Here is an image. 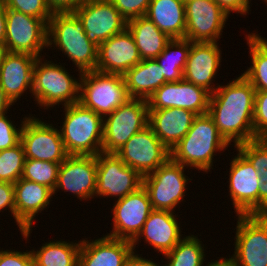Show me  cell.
<instances>
[{"label": "cell", "instance_id": "8992f818", "mask_svg": "<svg viewBox=\"0 0 267 266\" xmlns=\"http://www.w3.org/2000/svg\"><path fill=\"white\" fill-rule=\"evenodd\" d=\"M129 99L123 75L97 70L82 73L79 103L103 118Z\"/></svg>", "mask_w": 267, "mask_h": 266}, {"label": "cell", "instance_id": "836d02e7", "mask_svg": "<svg viewBox=\"0 0 267 266\" xmlns=\"http://www.w3.org/2000/svg\"><path fill=\"white\" fill-rule=\"evenodd\" d=\"M238 149L260 174L259 214L267 207V138H257L237 145Z\"/></svg>", "mask_w": 267, "mask_h": 266}, {"label": "cell", "instance_id": "484cf974", "mask_svg": "<svg viewBox=\"0 0 267 266\" xmlns=\"http://www.w3.org/2000/svg\"><path fill=\"white\" fill-rule=\"evenodd\" d=\"M197 115L182 108L149 109L148 126L171 150L190 130Z\"/></svg>", "mask_w": 267, "mask_h": 266}, {"label": "cell", "instance_id": "f6af8a7d", "mask_svg": "<svg viewBox=\"0 0 267 266\" xmlns=\"http://www.w3.org/2000/svg\"><path fill=\"white\" fill-rule=\"evenodd\" d=\"M142 255L143 254L140 255L133 251L127 258L124 266H162L160 263H155L152 257L151 259H146V257Z\"/></svg>", "mask_w": 267, "mask_h": 266}, {"label": "cell", "instance_id": "277c9868", "mask_svg": "<svg viewBox=\"0 0 267 266\" xmlns=\"http://www.w3.org/2000/svg\"><path fill=\"white\" fill-rule=\"evenodd\" d=\"M56 61L54 63L40 57L35 62L31 97L34 96L32 98L39 109L52 110L57 105L59 108V105L68 106L79 102L82 74H78L77 79L63 63Z\"/></svg>", "mask_w": 267, "mask_h": 266}, {"label": "cell", "instance_id": "d590c367", "mask_svg": "<svg viewBox=\"0 0 267 266\" xmlns=\"http://www.w3.org/2000/svg\"><path fill=\"white\" fill-rule=\"evenodd\" d=\"M60 164L50 161L26 159L21 178L45 185L53 191L57 183Z\"/></svg>", "mask_w": 267, "mask_h": 266}, {"label": "cell", "instance_id": "4dcf8cb0", "mask_svg": "<svg viewBox=\"0 0 267 266\" xmlns=\"http://www.w3.org/2000/svg\"><path fill=\"white\" fill-rule=\"evenodd\" d=\"M254 32V33H253ZM245 36L249 47L250 67L241 73L256 91H267V39L253 31Z\"/></svg>", "mask_w": 267, "mask_h": 266}, {"label": "cell", "instance_id": "2e32d148", "mask_svg": "<svg viewBox=\"0 0 267 266\" xmlns=\"http://www.w3.org/2000/svg\"><path fill=\"white\" fill-rule=\"evenodd\" d=\"M97 161L92 155H68L60 164L53 195L58 191L69 192L80 201L95 197Z\"/></svg>", "mask_w": 267, "mask_h": 266}, {"label": "cell", "instance_id": "7a4b0ae2", "mask_svg": "<svg viewBox=\"0 0 267 266\" xmlns=\"http://www.w3.org/2000/svg\"><path fill=\"white\" fill-rule=\"evenodd\" d=\"M231 147L209 114L197 115L187 134L170 150V158L190 169L213 170L217 153Z\"/></svg>", "mask_w": 267, "mask_h": 266}, {"label": "cell", "instance_id": "7bdbcfd3", "mask_svg": "<svg viewBox=\"0 0 267 266\" xmlns=\"http://www.w3.org/2000/svg\"><path fill=\"white\" fill-rule=\"evenodd\" d=\"M229 16L231 13L249 15L251 0H214Z\"/></svg>", "mask_w": 267, "mask_h": 266}, {"label": "cell", "instance_id": "8d00e7d4", "mask_svg": "<svg viewBox=\"0 0 267 266\" xmlns=\"http://www.w3.org/2000/svg\"><path fill=\"white\" fill-rule=\"evenodd\" d=\"M4 7L40 18L47 24L53 12L45 0H1Z\"/></svg>", "mask_w": 267, "mask_h": 266}, {"label": "cell", "instance_id": "3957f363", "mask_svg": "<svg viewBox=\"0 0 267 266\" xmlns=\"http://www.w3.org/2000/svg\"><path fill=\"white\" fill-rule=\"evenodd\" d=\"M47 47L62 51L79 74L96 70L98 47L89 41L83 22L74 12H53L48 22Z\"/></svg>", "mask_w": 267, "mask_h": 266}, {"label": "cell", "instance_id": "681fc988", "mask_svg": "<svg viewBox=\"0 0 267 266\" xmlns=\"http://www.w3.org/2000/svg\"><path fill=\"white\" fill-rule=\"evenodd\" d=\"M260 215L267 222V207L260 213Z\"/></svg>", "mask_w": 267, "mask_h": 266}, {"label": "cell", "instance_id": "52a82bcc", "mask_svg": "<svg viewBox=\"0 0 267 266\" xmlns=\"http://www.w3.org/2000/svg\"><path fill=\"white\" fill-rule=\"evenodd\" d=\"M187 167L169 158L159 168L143 177V187L147 190L152 209L176 212L174 209L184 201L188 181L184 172Z\"/></svg>", "mask_w": 267, "mask_h": 266}, {"label": "cell", "instance_id": "8fae6325", "mask_svg": "<svg viewBox=\"0 0 267 266\" xmlns=\"http://www.w3.org/2000/svg\"><path fill=\"white\" fill-rule=\"evenodd\" d=\"M95 198L118 200L143 186V177L127 166L115 153H99ZM117 199H116V198Z\"/></svg>", "mask_w": 267, "mask_h": 266}, {"label": "cell", "instance_id": "4fadbf2b", "mask_svg": "<svg viewBox=\"0 0 267 266\" xmlns=\"http://www.w3.org/2000/svg\"><path fill=\"white\" fill-rule=\"evenodd\" d=\"M229 167V195L235 215L259 214L260 174L250 161L236 149Z\"/></svg>", "mask_w": 267, "mask_h": 266}, {"label": "cell", "instance_id": "e0dca14e", "mask_svg": "<svg viewBox=\"0 0 267 266\" xmlns=\"http://www.w3.org/2000/svg\"><path fill=\"white\" fill-rule=\"evenodd\" d=\"M152 210L148 192L143 186L124 198L115 200L111 209L113 227L107 235L133 241Z\"/></svg>", "mask_w": 267, "mask_h": 266}, {"label": "cell", "instance_id": "6da1fadb", "mask_svg": "<svg viewBox=\"0 0 267 266\" xmlns=\"http://www.w3.org/2000/svg\"><path fill=\"white\" fill-rule=\"evenodd\" d=\"M256 90L241 74L226 85L219 84L210 96L208 114L223 138L236 147L257 139L253 128Z\"/></svg>", "mask_w": 267, "mask_h": 266}, {"label": "cell", "instance_id": "d4e9b609", "mask_svg": "<svg viewBox=\"0 0 267 266\" xmlns=\"http://www.w3.org/2000/svg\"><path fill=\"white\" fill-rule=\"evenodd\" d=\"M82 238L78 266H124L133 252L132 241L103 235L101 238Z\"/></svg>", "mask_w": 267, "mask_h": 266}, {"label": "cell", "instance_id": "7402d4cb", "mask_svg": "<svg viewBox=\"0 0 267 266\" xmlns=\"http://www.w3.org/2000/svg\"><path fill=\"white\" fill-rule=\"evenodd\" d=\"M177 217H179L178 214L176 216L174 212L153 209L141 232L132 241L133 251L137 252L136 247H138L139 242L141 243V239L148 244L147 246H152L155 252L161 253L162 256L171 251L184 237L181 231L183 228H181V223L177 221Z\"/></svg>", "mask_w": 267, "mask_h": 266}, {"label": "cell", "instance_id": "9c48e42d", "mask_svg": "<svg viewBox=\"0 0 267 266\" xmlns=\"http://www.w3.org/2000/svg\"><path fill=\"white\" fill-rule=\"evenodd\" d=\"M47 35L48 24L44 20L6 8L4 51L46 57L42 51L48 48Z\"/></svg>", "mask_w": 267, "mask_h": 266}, {"label": "cell", "instance_id": "5bb4252c", "mask_svg": "<svg viewBox=\"0 0 267 266\" xmlns=\"http://www.w3.org/2000/svg\"><path fill=\"white\" fill-rule=\"evenodd\" d=\"M115 154L142 177L152 173L170 158V150L149 126L134 134Z\"/></svg>", "mask_w": 267, "mask_h": 266}, {"label": "cell", "instance_id": "e575fe53", "mask_svg": "<svg viewBox=\"0 0 267 266\" xmlns=\"http://www.w3.org/2000/svg\"><path fill=\"white\" fill-rule=\"evenodd\" d=\"M26 157L22 143L0 151V182L16 183L23 173Z\"/></svg>", "mask_w": 267, "mask_h": 266}, {"label": "cell", "instance_id": "f907efd6", "mask_svg": "<svg viewBox=\"0 0 267 266\" xmlns=\"http://www.w3.org/2000/svg\"><path fill=\"white\" fill-rule=\"evenodd\" d=\"M4 52L3 49H0V59H1V56H2V53Z\"/></svg>", "mask_w": 267, "mask_h": 266}, {"label": "cell", "instance_id": "60d3db41", "mask_svg": "<svg viewBox=\"0 0 267 266\" xmlns=\"http://www.w3.org/2000/svg\"><path fill=\"white\" fill-rule=\"evenodd\" d=\"M0 249V266H35L31 250Z\"/></svg>", "mask_w": 267, "mask_h": 266}, {"label": "cell", "instance_id": "83f0119b", "mask_svg": "<svg viewBox=\"0 0 267 266\" xmlns=\"http://www.w3.org/2000/svg\"><path fill=\"white\" fill-rule=\"evenodd\" d=\"M146 17L171 39L185 38L186 16L182 0H151Z\"/></svg>", "mask_w": 267, "mask_h": 266}, {"label": "cell", "instance_id": "ee69618b", "mask_svg": "<svg viewBox=\"0 0 267 266\" xmlns=\"http://www.w3.org/2000/svg\"><path fill=\"white\" fill-rule=\"evenodd\" d=\"M52 12H74L85 0H45Z\"/></svg>", "mask_w": 267, "mask_h": 266}, {"label": "cell", "instance_id": "f35d334b", "mask_svg": "<svg viewBox=\"0 0 267 266\" xmlns=\"http://www.w3.org/2000/svg\"><path fill=\"white\" fill-rule=\"evenodd\" d=\"M253 128L256 138H267V91L255 92Z\"/></svg>", "mask_w": 267, "mask_h": 266}, {"label": "cell", "instance_id": "d6a6232c", "mask_svg": "<svg viewBox=\"0 0 267 266\" xmlns=\"http://www.w3.org/2000/svg\"><path fill=\"white\" fill-rule=\"evenodd\" d=\"M185 235L177 245L162 257L166 263L164 266H206V250L198 236L189 233Z\"/></svg>", "mask_w": 267, "mask_h": 266}, {"label": "cell", "instance_id": "30bf717a", "mask_svg": "<svg viewBox=\"0 0 267 266\" xmlns=\"http://www.w3.org/2000/svg\"><path fill=\"white\" fill-rule=\"evenodd\" d=\"M234 254L237 266H267V222L260 214L237 215Z\"/></svg>", "mask_w": 267, "mask_h": 266}, {"label": "cell", "instance_id": "ba28073f", "mask_svg": "<svg viewBox=\"0 0 267 266\" xmlns=\"http://www.w3.org/2000/svg\"><path fill=\"white\" fill-rule=\"evenodd\" d=\"M148 102L130 98L103 118L102 152L116 153L136 133L148 126Z\"/></svg>", "mask_w": 267, "mask_h": 266}, {"label": "cell", "instance_id": "f546056e", "mask_svg": "<svg viewBox=\"0 0 267 266\" xmlns=\"http://www.w3.org/2000/svg\"><path fill=\"white\" fill-rule=\"evenodd\" d=\"M81 240H49L39 249H31L35 266H78ZM36 250V251H35Z\"/></svg>", "mask_w": 267, "mask_h": 266}, {"label": "cell", "instance_id": "7c38bea8", "mask_svg": "<svg viewBox=\"0 0 267 266\" xmlns=\"http://www.w3.org/2000/svg\"><path fill=\"white\" fill-rule=\"evenodd\" d=\"M34 114L25 119L21 143L26 159L62 163L68 156L60 131L52 123L42 121Z\"/></svg>", "mask_w": 267, "mask_h": 266}, {"label": "cell", "instance_id": "d6986e66", "mask_svg": "<svg viewBox=\"0 0 267 266\" xmlns=\"http://www.w3.org/2000/svg\"><path fill=\"white\" fill-rule=\"evenodd\" d=\"M211 93L182 79L164 83L147 100L149 109L182 108L196 115L207 114Z\"/></svg>", "mask_w": 267, "mask_h": 266}, {"label": "cell", "instance_id": "603a6c76", "mask_svg": "<svg viewBox=\"0 0 267 266\" xmlns=\"http://www.w3.org/2000/svg\"><path fill=\"white\" fill-rule=\"evenodd\" d=\"M141 60L134 37L126 27L98 47L96 70L123 75Z\"/></svg>", "mask_w": 267, "mask_h": 266}, {"label": "cell", "instance_id": "ac0fdd59", "mask_svg": "<svg viewBox=\"0 0 267 266\" xmlns=\"http://www.w3.org/2000/svg\"><path fill=\"white\" fill-rule=\"evenodd\" d=\"M74 13L83 22L89 41L97 47L127 27V21L110 0H85Z\"/></svg>", "mask_w": 267, "mask_h": 266}, {"label": "cell", "instance_id": "ffe728a7", "mask_svg": "<svg viewBox=\"0 0 267 266\" xmlns=\"http://www.w3.org/2000/svg\"><path fill=\"white\" fill-rule=\"evenodd\" d=\"M15 222L26 241L32 233L36 215L49 208L53 191L45 185L20 178L14 183Z\"/></svg>", "mask_w": 267, "mask_h": 266}, {"label": "cell", "instance_id": "5b68a950", "mask_svg": "<svg viewBox=\"0 0 267 266\" xmlns=\"http://www.w3.org/2000/svg\"><path fill=\"white\" fill-rule=\"evenodd\" d=\"M61 107L65 111L59 131L67 154L97 156L101 153L103 117L79 102Z\"/></svg>", "mask_w": 267, "mask_h": 266}, {"label": "cell", "instance_id": "bcb514c9", "mask_svg": "<svg viewBox=\"0 0 267 266\" xmlns=\"http://www.w3.org/2000/svg\"><path fill=\"white\" fill-rule=\"evenodd\" d=\"M6 37V8L0 0V49L4 50Z\"/></svg>", "mask_w": 267, "mask_h": 266}, {"label": "cell", "instance_id": "74e56055", "mask_svg": "<svg viewBox=\"0 0 267 266\" xmlns=\"http://www.w3.org/2000/svg\"><path fill=\"white\" fill-rule=\"evenodd\" d=\"M29 115H26L20 120V125L17 128V123L11 121V117L7 116V113L0 116V151L4 149L12 148L21 142V131L25 119ZM15 124H14V123Z\"/></svg>", "mask_w": 267, "mask_h": 266}, {"label": "cell", "instance_id": "7dc6e473", "mask_svg": "<svg viewBox=\"0 0 267 266\" xmlns=\"http://www.w3.org/2000/svg\"><path fill=\"white\" fill-rule=\"evenodd\" d=\"M14 104L10 101V99L5 95L4 90L1 88L0 85V116L5 114V113H9L8 111H10L9 109L11 108V106H13Z\"/></svg>", "mask_w": 267, "mask_h": 266}, {"label": "cell", "instance_id": "b9f144b4", "mask_svg": "<svg viewBox=\"0 0 267 266\" xmlns=\"http://www.w3.org/2000/svg\"><path fill=\"white\" fill-rule=\"evenodd\" d=\"M4 210H8L15 220L14 184L8 182H0V213Z\"/></svg>", "mask_w": 267, "mask_h": 266}, {"label": "cell", "instance_id": "1f68e13d", "mask_svg": "<svg viewBox=\"0 0 267 266\" xmlns=\"http://www.w3.org/2000/svg\"><path fill=\"white\" fill-rule=\"evenodd\" d=\"M190 48L191 41L185 38L171 39L162 53L156 58L166 82H178L183 79Z\"/></svg>", "mask_w": 267, "mask_h": 266}, {"label": "cell", "instance_id": "cb8c5ba5", "mask_svg": "<svg viewBox=\"0 0 267 266\" xmlns=\"http://www.w3.org/2000/svg\"><path fill=\"white\" fill-rule=\"evenodd\" d=\"M37 57L27 53L4 51L0 59V85L15 105L24 94L32 92L33 68Z\"/></svg>", "mask_w": 267, "mask_h": 266}, {"label": "cell", "instance_id": "c3c4849f", "mask_svg": "<svg viewBox=\"0 0 267 266\" xmlns=\"http://www.w3.org/2000/svg\"><path fill=\"white\" fill-rule=\"evenodd\" d=\"M228 257H220L217 260L213 259V261L211 260V262H208L206 266H237L230 256Z\"/></svg>", "mask_w": 267, "mask_h": 266}, {"label": "cell", "instance_id": "4316f807", "mask_svg": "<svg viewBox=\"0 0 267 266\" xmlns=\"http://www.w3.org/2000/svg\"><path fill=\"white\" fill-rule=\"evenodd\" d=\"M123 77L129 97L135 99L148 100L157 89L167 83L156 59L141 60L127 70Z\"/></svg>", "mask_w": 267, "mask_h": 266}, {"label": "cell", "instance_id": "44dd1931", "mask_svg": "<svg viewBox=\"0 0 267 266\" xmlns=\"http://www.w3.org/2000/svg\"><path fill=\"white\" fill-rule=\"evenodd\" d=\"M220 48L219 42H191L183 79L211 94L215 92L219 85L214 82L223 59Z\"/></svg>", "mask_w": 267, "mask_h": 266}, {"label": "cell", "instance_id": "ab89813d", "mask_svg": "<svg viewBox=\"0 0 267 266\" xmlns=\"http://www.w3.org/2000/svg\"><path fill=\"white\" fill-rule=\"evenodd\" d=\"M121 16L128 22L146 16L151 0H110Z\"/></svg>", "mask_w": 267, "mask_h": 266}, {"label": "cell", "instance_id": "f1b7e54d", "mask_svg": "<svg viewBox=\"0 0 267 266\" xmlns=\"http://www.w3.org/2000/svg\"><path fill=\"white\" fill-rule=\"evenodd\" d=\"M127 28L134 37L142 60L156 59L171 41V38L146 16L129 20Z\"/></svg>", "mask_w": 267, "mask_h": 266}, {"label": "cell", "instance_id": "9a60e30c", "mask_svg": "<svg viewBox=\"0 0 267 266\" xmlns=\"http://www.w3.org/2000/svg\"><path fill=\"white\" fill-rule=\"evenodd\" d=\"M185 39L191 42H218L230 17L214 0H189L184 3Z\"/></svg>", "mask_w": 267, "mask_h": 266}]
</instances>
